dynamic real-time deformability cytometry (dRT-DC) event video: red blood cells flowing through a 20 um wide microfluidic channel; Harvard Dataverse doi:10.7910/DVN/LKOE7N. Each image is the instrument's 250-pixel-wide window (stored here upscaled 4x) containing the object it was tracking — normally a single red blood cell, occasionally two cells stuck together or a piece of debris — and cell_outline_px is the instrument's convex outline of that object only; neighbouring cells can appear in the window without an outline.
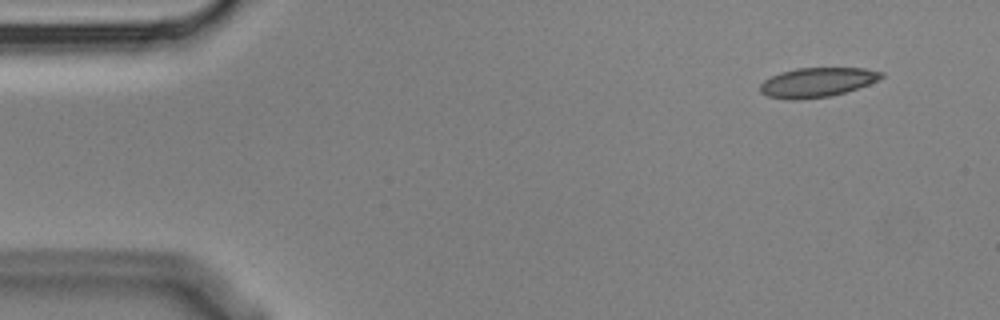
{"species": "Egyptian fruit bat (a non-hibernating species)", "species_latin": "Rousettus aegyptiacus", "temperature_condition": "cold", "stored_images_in_passage": 4, "camera_frame_rate_fps": 3000, "um_per_image_px": 0.085, "animal": {"sex": "male"}, "frame": {"image": 1, "passage_image": 1, "time_ms": 0.0, "image_size_px": [1000, 320], "cell_outline_px": [[884, 76], [880, 80], [844, 92], [828, 96], [796, 100], [792, 100], [768, 96], [760, 92], [760, 84], [764, 80], [780, 72], [796, 68], [864, 68], [884, 72]], "centroid_in_image_um": [69.46, 6.99], "position_along_channel_um": 15.5, "area_um2": 20.69}}